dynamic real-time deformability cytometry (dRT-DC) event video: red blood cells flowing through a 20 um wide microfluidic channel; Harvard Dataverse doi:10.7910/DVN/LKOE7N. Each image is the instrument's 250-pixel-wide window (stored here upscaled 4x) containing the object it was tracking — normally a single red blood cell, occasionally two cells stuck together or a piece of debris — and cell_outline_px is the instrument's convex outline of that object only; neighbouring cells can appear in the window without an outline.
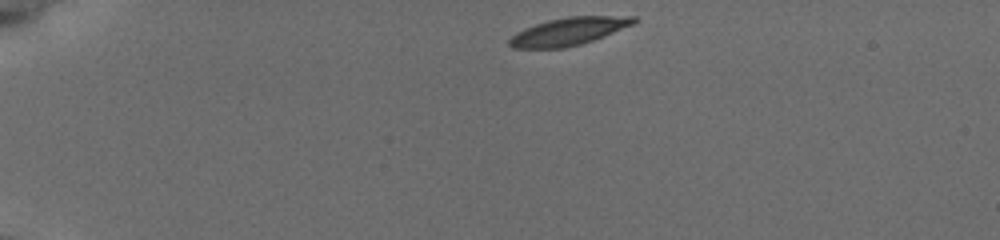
{"species": "common noctule bat (a hibernating species)", "species_latin": "Nyctalus noctula", "temperature_condition": "cold", "stored_images_in_passage": 4, "camera_frame_rate_fps": 3000, "um_per_image_px": 0.085, "animal": {"sex": "female", "body_mass_g": 19.5, "forearm_length_mm": 54.1}, "frame": {"image": 1, "passage_image": 1, "time_ms": 0.0, "image_size_px": [1000, 240], "cell_outline_px": [[636, 20], [632, 24], [604, 36], [580, 44], [564, 48], [512, 48], [508, 44], [508, 40], [516, 32], [524, 28], [548, 20], [568, 16], [636, 16]], "centroid_in_image_um": [48.29, 2.67], "position_along_channel_um": 36.7, "area_um2": 19.88}}